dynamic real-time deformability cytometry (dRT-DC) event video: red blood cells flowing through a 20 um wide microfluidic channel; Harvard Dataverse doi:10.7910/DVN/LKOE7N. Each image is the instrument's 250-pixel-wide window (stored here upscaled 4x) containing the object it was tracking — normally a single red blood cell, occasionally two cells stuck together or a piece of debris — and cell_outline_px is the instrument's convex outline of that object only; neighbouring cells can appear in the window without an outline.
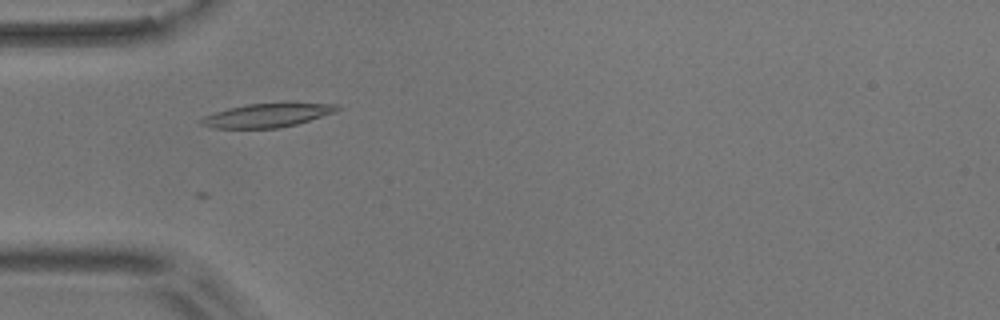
{"species": "common noctule bat (a hibernating species)", "species_latin": "Nyctalus noctula", "temperature_condition": "room temperature", "stored_images_in_passage": 5, "camera_frame_rate_fps": 3000, "um_per_image_px": 0.085, "animal": {"sex": "male", "body_mass_g": 17.9}, "frame": {"image": 1, "passage_image": 2, "time_ms": 1.0, "image_size_px": [1000, 320], "cell_outline_px": [[340, 108], [336, 112], [296, 124], [280, 128], [212, 128], [200, 124], [200, 120], [204, 116], [228, 108], [248, 104], [284, 100], [288, 100], [340, 104]], "centroid_in_image_um": [22.83, 9.74], "position_along_channel_um": 62.2, "area_um2": 19.77}}
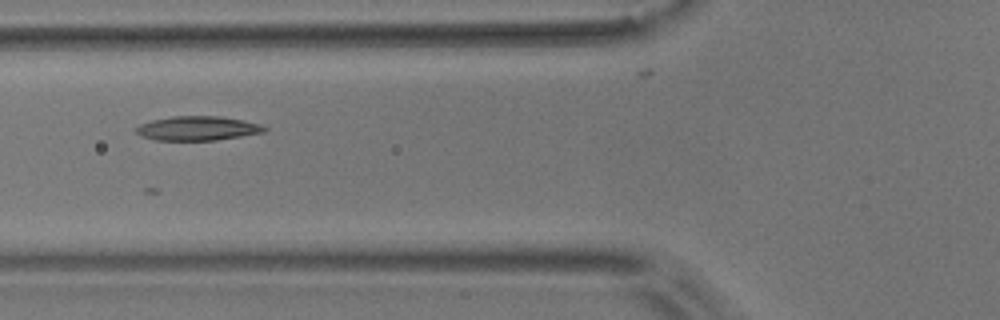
{"frame": {"image": 2, "passage_image": 3, "time_ms": 2.333, "image_size_px": [1000, 320], "cell_outline_px": [[268, 128], [264, 132], [216, 140], [156, 140], [140, 136], [136, 132], [136, 128], [140, 124], [152, 120], [172, 116], [220, 116], [244, 120], [260, 124]], "centroid_in_image_um": [16.79, 10.9], "position_along_channel_um": 109.0, "area_um2": 18.09}}